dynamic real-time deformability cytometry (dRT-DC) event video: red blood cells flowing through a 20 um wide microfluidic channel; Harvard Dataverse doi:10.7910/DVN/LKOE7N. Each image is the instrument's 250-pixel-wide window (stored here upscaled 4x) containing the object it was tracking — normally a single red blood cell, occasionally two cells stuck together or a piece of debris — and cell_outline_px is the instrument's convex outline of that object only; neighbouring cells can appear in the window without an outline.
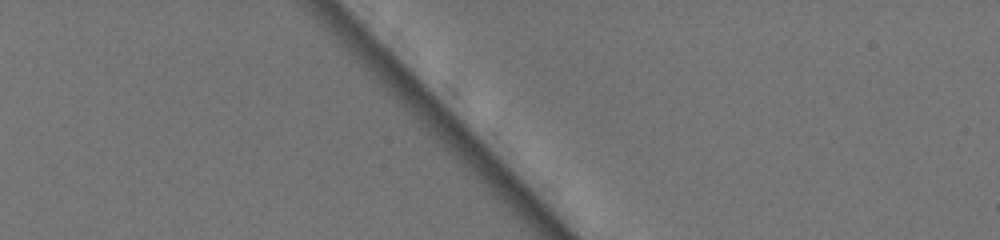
{"species": "common noctule bat (a hibernating species)", "species_latin": "Nyctalus noctula", "temperature_condition": "warm", "stored_images_in_passage": 3, "segment_of_instrument_passage": [2, 2], "camera_frame_rate_fps": 3000, "um_per_image_px": 0.085, "animal": {"sex": "female", "body_mass_g": 19.5, "forearm_length_mm": 54.1}, "frame": {"image": 1, "passage_image": 2, "time_ms": 0.333, "image_size_px": [1000, 240], "cell_outline_px": [[604, 68], [596, 108], [592, 108], [532, 48], [516, 28], [524, 20], [540, 20]], "centroid_in_image_um": [48.01, 5.07], "position_along_channel_um": 37.0, "area_um2": 22.37}}